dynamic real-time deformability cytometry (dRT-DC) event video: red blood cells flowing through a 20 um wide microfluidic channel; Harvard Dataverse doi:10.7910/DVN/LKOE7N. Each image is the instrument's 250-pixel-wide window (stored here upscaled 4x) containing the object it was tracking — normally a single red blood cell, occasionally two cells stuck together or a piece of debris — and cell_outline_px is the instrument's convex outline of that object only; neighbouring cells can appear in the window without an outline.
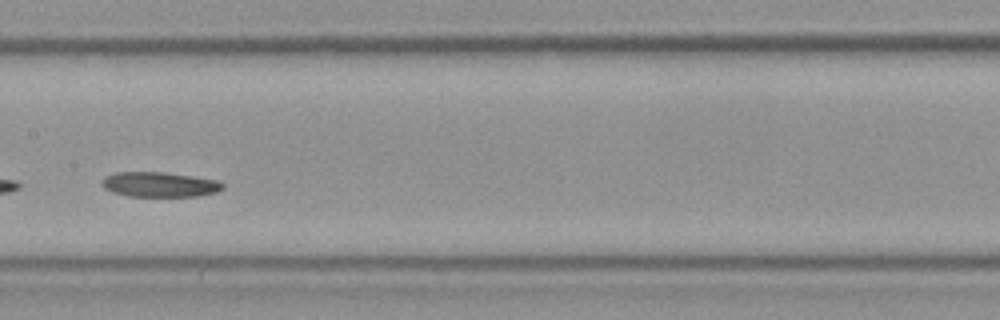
{"species": "Egyptian fruit bat (a non-hibernating species)", "species_latin": "Rousettus aegyptiacus", "temperature_condition": "room temperature", "stored_images_in_passage": 27, "camera_frame_rate_fps": 3000, "um_per_image_px": 0.085, "frame": {"image": 1, "passage_image": 16, "time_ms": 5.0, "image_size_px": [1000, 320], "cell_outline_px": [[224, 188], [216, 192], [196, 196], [128, 196], [112, 192], [104, 188], [100, 184], [100, 180], [104, 176], [116, 172], [164, 172], [220, 180], [224, 184]], "centroid_in_image_um": [13.54, 15.67], "position_along_channel_um": 193.9, "area_um2": 17.74}}
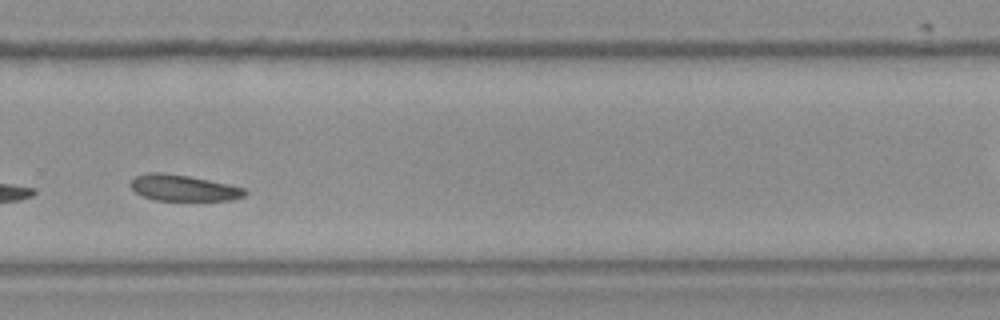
{"frame": {"image": 2, "passage_image": 23, "time_ms": 7.333, "image_size_px": [1000, 320], "cell_outline_px": [[248, 192], [244, 196], [232, 200], [156, 200], [144, 196], [136, 192], [128, 184], [136, 176], [148, 172], [160, 172], [188, 176], [228, 184], [244, 188]], "centroid_in_image_um": [15.58, 15.97], "position_along_channel_um": 314.2, "area_um2": 17.22}}